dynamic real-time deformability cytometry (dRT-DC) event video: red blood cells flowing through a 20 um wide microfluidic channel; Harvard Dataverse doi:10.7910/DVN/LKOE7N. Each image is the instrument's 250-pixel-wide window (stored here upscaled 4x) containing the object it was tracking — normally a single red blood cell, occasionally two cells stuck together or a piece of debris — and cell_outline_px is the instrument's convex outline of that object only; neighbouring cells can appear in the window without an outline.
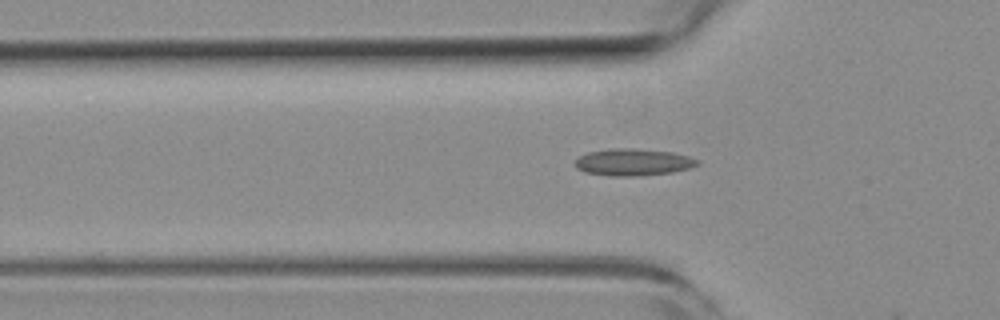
{"species": "common noctule bat (a hibernating species)", "species_latin": "Nyctalus noctula", "temperature_condition": "room temperature", "stored_images_in_passage": 7, "camera_frame_rate_fps": 3000, "um_per_image_px": 0.085, "animal": {"sex": "female", "body_mass_g": 19.3, "forearm_length_mm": 54.1}, "frame": {"image": 1, "passage_image": 6, "time_ms": 1.667, "image_size_px": [1000, 320], "cell_outline_px": [[700, 164], [688, 168], [672, 172], [636, 176], [608, 176], [584, 172], [576, 168], [576, 160], [580, 156], [588, 152], [612, 148], [628, 148], [672, 152], [688, 156], [700, 160]], "centroid_in_image_um": [53.81, 13.79], "position_along_channel_um": 72.0, "area_um2": 19.13}}